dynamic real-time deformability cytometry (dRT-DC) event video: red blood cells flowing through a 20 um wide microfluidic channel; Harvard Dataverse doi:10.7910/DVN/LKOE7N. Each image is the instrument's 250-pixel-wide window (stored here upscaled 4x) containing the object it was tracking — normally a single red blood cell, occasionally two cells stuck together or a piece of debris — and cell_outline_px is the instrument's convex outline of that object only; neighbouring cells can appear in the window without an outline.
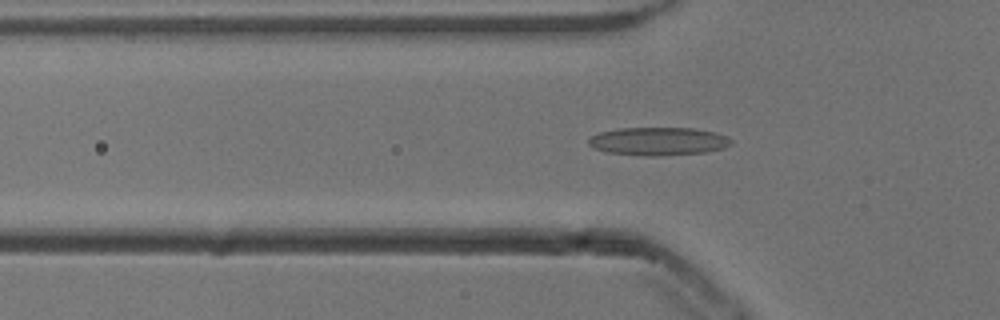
{"species": "common noctule bat (a hibernating species)", "species_latin": "Nyctalus noctula", "temperature_condition": "cold", "stored_images_in_passage": 52, "camera_frame_rate_fps": 3000, "um_per_image_px": 0.085, "animal": {"sex": "male", "body_mass_g": 13.3}, "frame": {"image": 1, "passage_image": 16, "time_ms": 5.0, "image_size_px": [1000, 320], "cell_outline_px": [[732, 144], [724, 148], [704, 152], [656, 156], [644, 156], [604, 152], [592, 148], [588, 144], [588, 140], [592, 136], [600, 132], [620, 128], [692, 128], [712, 132], [728, 136], [732, 140]], "centroid_in_image_um": [55.93, 12.02], "position_along_channel_um": 69.9, "area_um2": 23.41}}
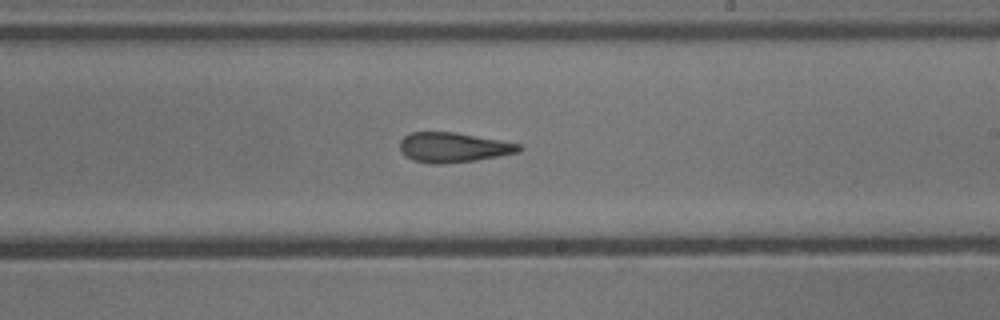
{"frame": {"image": 2, "passage_image": 30, "time_ms": 9.667, "image_size_px": [1000, 320], "cell_outline_px": [[524, 148], [520, 152], [476, 160], [444, 164], [432, 164], [412, 160], [400, 148], [400, 140], [404, 136], [412, 132], [456, 132], [500, 140], [520, 144]], "centroid_in_image_um": [38.56, 12.53], "position_along_channel_um": 250.4, "area_um2": 20.69}}
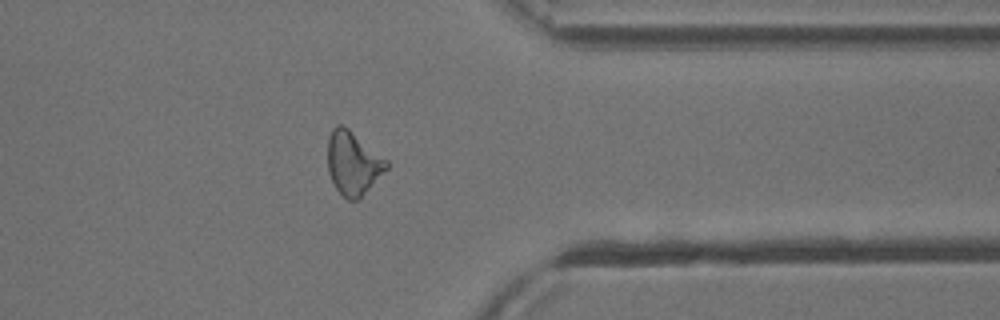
{"frame": {"image": 3, "passage_image": 41, "time_ms": 13.333, "image_size_px": [1000, 320], "cell_outline_px": [[388, 168], [360, 200], [348, 200], [336, 188], [328, 172], [328, 136], [332, 128], [336, 124], [340, 124], [348, 128], [388, 160]], "centroid_in_image_um": [30.02, 13.87], "position_along_channel_um": 381.4, "area_um2": 21.85}, "authors_computed_cell_mechanics": {"area_um2": 21.6172, "velocity_mm_per_s": 3.8494, "shape_relaxation_time_tau1_ms": null, "shape_relaxation_time_tau2_ms": 3.5699, "deformation_change_tau1": null, "deformation_change_tau2": 0.1163}}